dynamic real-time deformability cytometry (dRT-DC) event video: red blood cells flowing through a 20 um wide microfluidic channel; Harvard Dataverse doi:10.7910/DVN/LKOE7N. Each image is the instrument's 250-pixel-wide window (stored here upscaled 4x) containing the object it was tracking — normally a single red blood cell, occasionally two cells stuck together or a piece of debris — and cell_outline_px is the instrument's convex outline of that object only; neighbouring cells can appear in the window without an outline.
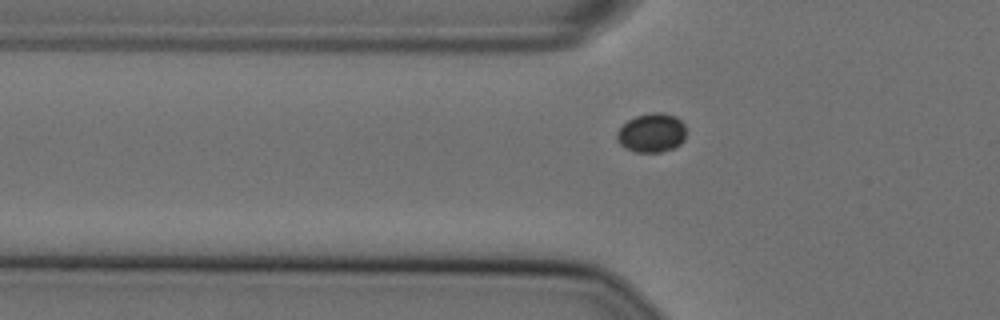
{"species": "Egyptian fruit bat (a non-hibernating species)", "species_latin": "Rousettus aegyptiacus", "temperature_condition": "cold", "stored_images_in_passage": 43, "camera_frame_rate_fps": 3000, "um_per_image_px": 0.085, "animal": {"sex": "female"}, "frame": {"image": 1, "passage_image": 9, "time_ms": 2.667, "image_size_px": [1000, 320], "cell_outline_px": [[684, 140], [680, 144], [672, 148], [660, 152], [636, 152], [624, 148], [616, 140], [616, 132], [628, 120], [636, 116], [652, 112], [664, 112], [676, 116], [684, 124]], "centroid_in_image_um": [55.37, 11.28], "position_along_channel_um": 70.4, "area_um2": 15.78}}
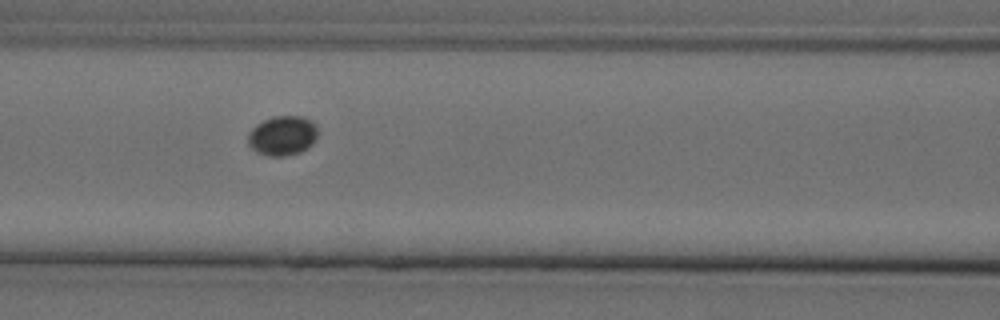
{"frame": {"image": 2, "passage_image": 15, "time_ms": 4.667, "image_size_px": [1000, 320], "cell_outline_px": [[316, 140], [308, 148], [300, 152], [284, 156], [268, 156], [256, 152], [248, 144], [248, 132], [256, 124], [272, 116], [304, 116], [312, 120], [316, 124]], "centroid_in_image_um": [24.01, 11.52], "position_along_channel_um": 142.6, "area_um2": 16.3}}
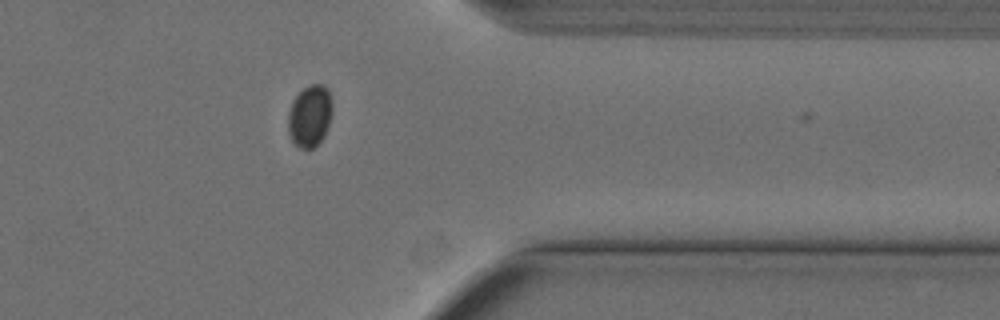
{"frame": {"image": 3, "passage_image": 36, "time_ms": 11.667, "image_size_px": [1000, 320], "cell_outline_px": [[332, 112], [324, 136], [312, 148], [300, 148], [292, 140], [288, 132], [288, 112], [292, 100], [308, 84], [324, 84], [328, 88], [332, 100]], "centroid_in_image_um": [26.33, 9.81], "position_along_channel_um": 385.1, "area_um2": 15.95}}